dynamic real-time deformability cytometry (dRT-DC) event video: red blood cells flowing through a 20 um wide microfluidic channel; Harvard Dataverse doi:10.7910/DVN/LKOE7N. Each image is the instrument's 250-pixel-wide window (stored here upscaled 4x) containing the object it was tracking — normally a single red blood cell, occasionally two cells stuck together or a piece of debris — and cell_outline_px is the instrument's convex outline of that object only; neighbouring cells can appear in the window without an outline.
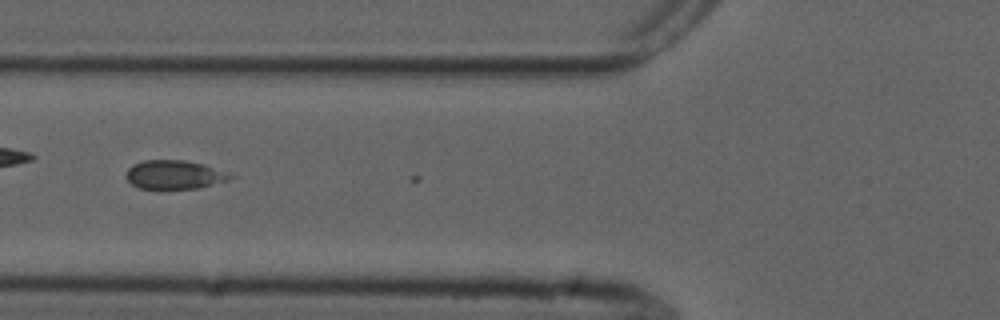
{"species": "common noctule bat (a hibernating species)", "species_latin": "Nyctalus noctula", "temperature_condition": "cold", "stored_images_in_passage": 8, "camera_frame_rate_fps": 3000, "um_per_image_px": 0.085, "animal": {"sex": "male", "forearm_length_mm": 52.5}, "frame": {"image": 1, "passage_image": 7, "time_ms": 2.0, "image_size_px": [1000, 320], "cell_outline_px": [[236, 176], [228, 180], [200, 188], [140, 188], [132, 184], [128, 180], [128, 168], [132, 164], [144, 160], [184, 160], [204, 164]], "centroid_in_image_um": [14.84, 14.84], "position_along_channel_um": 111.0, "area_um2": 17.22}}